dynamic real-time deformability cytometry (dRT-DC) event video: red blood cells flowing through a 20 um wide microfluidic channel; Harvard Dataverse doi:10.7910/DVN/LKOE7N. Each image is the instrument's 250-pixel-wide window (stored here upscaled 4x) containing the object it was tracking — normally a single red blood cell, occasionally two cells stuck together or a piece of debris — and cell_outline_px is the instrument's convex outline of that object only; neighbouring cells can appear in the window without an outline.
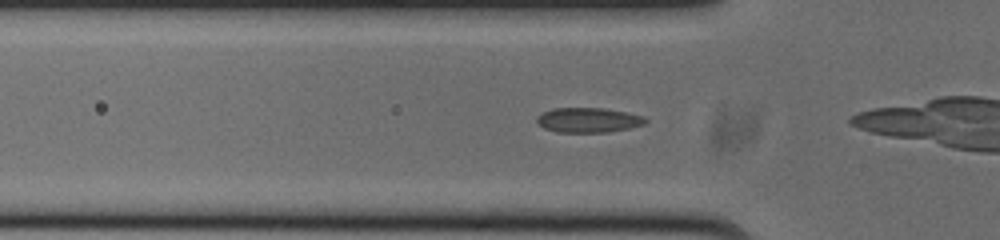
{"species": "common noctule bat (a hibernating species)", "species_latin": "Nyctalus noctula", "temperature_condition": "cold", "stored_images_in_passage": 8, "camera_frame_rate_fps": 3000, "um_per_image_px": 0.085, "animal": {"sex": "male", "body_mass_g": 20.0, "forearm_length_mm": 53.3}, "frame": {"image": 1, "passage_image": 4, "time_ms": 1.0, "image_size_px": [1000, 240], "cell_outline_px": [[648, 120], [644, 124], [628, 128], [608, 132], [556, 132], [544, 128], [536, 120], [536, 116], [552, 108], [604, 108], [644, 116]], "centroid_in_image_um": [49.99, 10.2], "position_along_channel_um": 75.8, "area_um2": 15.61}}
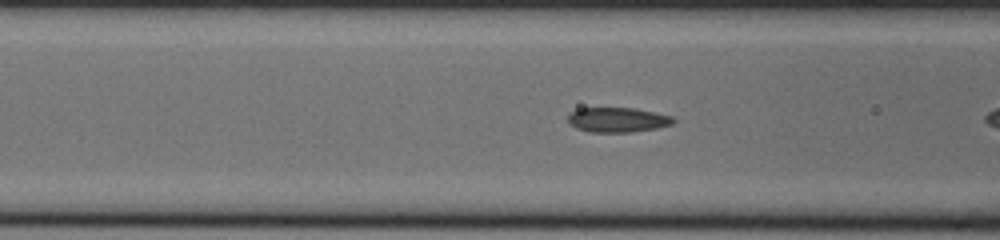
{"frame": {"image": 2, "passage_image": 7, "time_ms": 2.0, "image_size_px": [1000, 240], "cell_outline_px": [[676, 120], [672, 124], [656, 128], [628, 132], [592, 132], [576, 128], [568, 124], [568, 112], [576, 108], [632, 108], [672, 116]], "centroid_in_image_um": [52.43, 10.18], "position_along_channel_um": 114.2, "area_um2": 15.2}}